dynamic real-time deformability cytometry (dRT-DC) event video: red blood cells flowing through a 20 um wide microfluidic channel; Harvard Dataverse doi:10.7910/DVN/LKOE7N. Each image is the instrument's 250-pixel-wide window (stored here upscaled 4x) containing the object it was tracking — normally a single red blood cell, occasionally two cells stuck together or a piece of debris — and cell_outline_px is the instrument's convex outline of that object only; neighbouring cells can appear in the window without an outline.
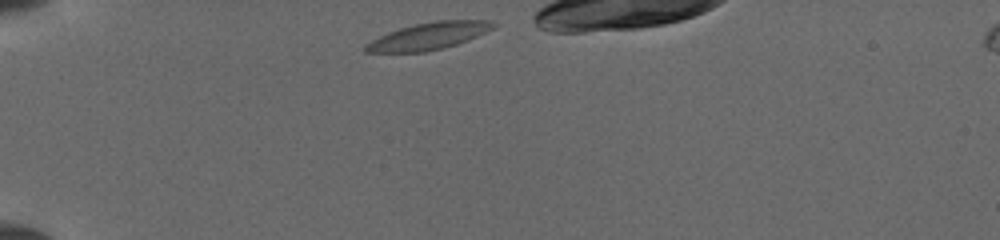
{"species": "common noctule bat (a hibernating species)", "species_latin": "Nyctalus noctula", "temperature_condition": "cold", "stored_images_in_passage": 4, "camera_frame_rate_fps": 3000, "um_per_image_px": 0.085, "animal": {"sex": "female", "body_mass_g": 19.5, "forearm_length_mm": 54.1}, "frame": {"image": 1, "passage_image": 1, "time_ms": 0.0, "image_size_px": [1000, 240], "cell_outline_px": [[496, 24], [492, 28], [476, 36], [456, 44], [424, 52], [364, 52], [364, 44], [388, 32], [400, 28], [416, 24], [436, 20], [488, 20]], "centroid_in_image_um": [36.39, 3.06], "position_along_channel_um": 48.6, "area_um2": 19.71}}
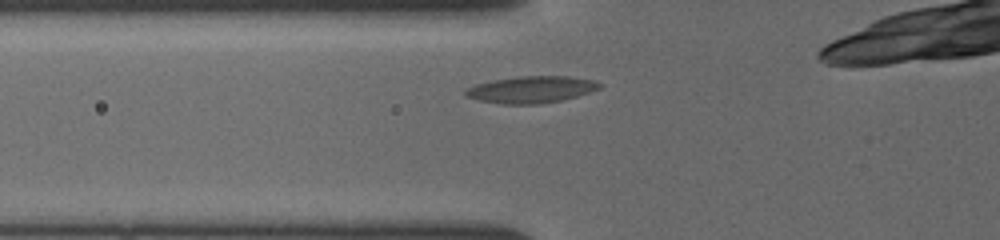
{"frame": {"image": 2, "passage_image": 3, "time_ms": 1.667, "image_size_px": [1000, 240], "cell_outline_px": [[604, 84], [600, 88], [592, 92], [560, 100], [536, 104], [504, 104], [480, 100], [468, 96], [464, 92], [468, 88], [476, 84], [492, 80], [516, 76], [568, 76], [596, 80]], "centroid_in_image_um": [45.22, 7.59], "position_along_channel_um": 80.6, "area_um2": 20.87}}